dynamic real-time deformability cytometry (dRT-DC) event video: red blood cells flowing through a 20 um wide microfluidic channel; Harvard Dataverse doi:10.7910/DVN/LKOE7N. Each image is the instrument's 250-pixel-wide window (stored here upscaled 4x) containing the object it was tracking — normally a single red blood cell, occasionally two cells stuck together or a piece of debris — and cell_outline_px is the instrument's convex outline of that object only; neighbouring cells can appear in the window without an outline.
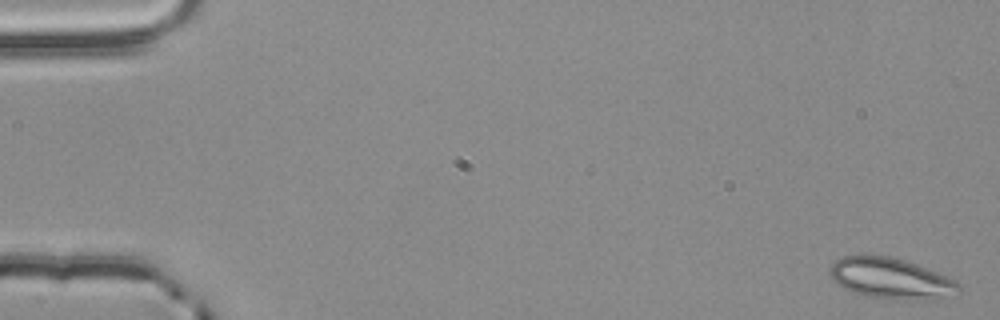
{"species": "common noctule bat (a hibernating species)", "species_latin": "Nyctalus noctula", "temperature_condition": "room temperature", "stored_images_in_passage": 3, "camera_frame_rate_fps": 3000, "um_per_image_px": 0.085, "animal": {"sex": "male", "body_mass_g": 20.4}, "frame": {"image": 1, "passage_image": 1, "time_ms": 0.0, "image_size_px": [1000, 320], "cell_outline_px": [[960, 288], [936, 300], [916, 300], [868, 296], [852, 292], [844, 288], [832, 280], [832, 264], [836, 260], [844, 256], [888, 256], [904, 260], [916, 264], [948, 276], [956, 280], [960, 284]], "centroid_in_image_um": [75.74, 23.67], "position_along_channel_um": 9.3, "area_um2": 30.0}}